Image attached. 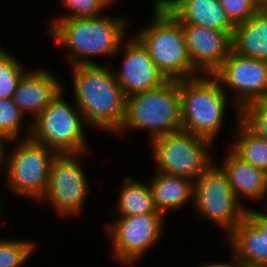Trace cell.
<instances>
[{
  "label": "cell",
  "instance_id": "20",
  "mask_svg": "<svg viewBox=\"0 0 267 267\" xmlns=\"http://www.w3.org/2000/svg\"><path fill=\"white\" fill-rule=\"evenodd\" d=\"M149 186L156 207L164 215L168 210L182 209L188 201L194 204L193 180L155 171Z\"/></svg>",
  "mask_w": 267,
  "mask_h": 267
},
{
  "label": "cell",
  "instance_id": "19",
  "mask_svg": "<svg viewBox=\"0 0 267 267\" xmlns=\"http://www.w3.org/2000/svg\"><path fill=\"white\" fill-rule=\"evenodd\" d=\"M231 39L235 53L267 61V10L261 8L245 22L235 25Z\"/></svg>",
  "mask_w": 267,
  "mask_h": 267
},
{
  "label": "cell",
  "instance_id": "2",
  "mask_svg": "<svg viewBox=\"0 0 267 267\" xmlns=\"http://www.w3.org/2000/svg\"><path fill=\"white\" fill-rule=\"evenodd\" d=\"M75 101L89 127L115 133L125 121L126 96L113 66H71Z\"/></svg>",
  "mask_w": 267,
  "mask_h": 267
},
{
  "label": "cell",
  "instance_id": "1",
  "mask_svg": "<svg viewBox=\"0 0 267 267\" xmlns=\"http://www.w3.org/2000/svg\"><path fill=\"white\" fill-rule=\"evenodd\" d=\"M128 23L123 18L106 16L56 19L48 25V34L58 45L65 46L69 52V64H99L93 58H106L121 55Z\"/></svg>",
  "mask_w": 267,
  "mask_h": 267
},
{
  "label": "cell",
  "instance_id": "21",
  "mask_svg": "<svg viewBox=\"0 0 267 267\" xmlns=\"http://www.w3.org/2000/svg\"><path fill=\"white\" fill-rule=\"evenodd\" d=\"M116 210H112L115 216H132L149 213H161L156 207L149 184L136 181L132 176H126L122 180Z\"/></svg>",
  "mask_w": 267,
  "mask_h": 267
},
{
  "label": "cell",
  "instance_id": "26",
  "mask_svg": "<svg viewBox=\"0 0 267 267\" xmlns=\"http://www.w3.org/2000/svg\"><path fill=\"white\" fill-rule=\"evenodd\" d=\"M240 120L257 136L267 140V98L244 107Z\"/></svg>",
  "mask_w": 267,
  "mask_h": 267
},
{
  "label": "cell",
  "instance_id": "7",
  "mask_svg": "<svg viewBox=\"0 0 267 267\" xmlns=\"http://www.w3.org/2000/svg\"><path fill=\"white\" fill-rule=\"evenodd\" d=\"M8 142L16 145L10 152L5 151L6 186L14 195L40 203L48 188L51 164L58 154L30 137Z\"/></svg>",
  "mask_w": 267,
  "mask_h": 267
},
{
  "label": "cell",
  "instance_id": "18",
  "mask_svg": "<svg viewBox=\"0 0 267 267\" xmlns=\"http://www.w3.org/2000/svg\"><path fill=\"white\" fill-rule=\"evenodd\" d=\"M232 254L245 266L266 267L265 234L245 217L228 235Z\"/></svg>",
  "mask_w": 267,
  "mask_h": 267
},
{
  "label": "cell",
  "instance_id": "30",
  "mask_svg": "<svg viewBox=\"0 0 267 267\" xmlns=\"http://www.w3.org/2000/svg\"><path fill=\"white\" fill-rule=\"evenodd\" d=\"M231 262H210L202 264L200 267H243V264L233 255Z\"/></svg>",
  "mask_w": 267,
  "mask_h": 267
},
{
  "label": "cell",
  "instance_id": "11",
  "mask_svg": "<svg viewBox=\"0 0 267 267\" xmlns=\"http://www.w3.org/2000/svg\"><path fill=\"white\" fill-rule=\"evenodd\" d=\"M222 89H232L237 116L249 104L267 98V61L246 57L232 49L212 73ZM235 91V92H234Z\"/></svg>",
  "mask_w": 267,
  "mask_h": 267
},
{
  "label": "cell",
  "instance_id": "10",
  "mask_svg": "<svg viewBox=\"0 0 267 267\" xmlns=\"http://www.w3.org/2000/svg\"><path fill=\"white\" fill-rule=\"evenodd\" d=\"M164 216L162 213H149L113 218L114 222L107 224V231L116 260L123 265L135 264L151 250L162 236Z\"/></svg>",
  "mask_w": 267,
  "mask_h": 267
},
{
  "label": "cell",
  "instance_id": "35",
  "mask_svg": "<svg viewBox=\"0 0 267 267\" xmlns=\"http://www.w3.org/2000/svg\"><path fill=\"white\" fill-rule=\"evenodd\" d=\"M243 267H258V266H245V265H243Z\"/></svg>",
  "mask_w": 267,
  "mask_h": 267
},
{
  "label": "cell",
  "instance_id": "33",
  "mask_svg": "<svg viewBox=\"0 0 267 267\" xmlns=\"http://www.w3.org/2000/svg\"><path fill=\"white\" fill-rule=\"evenodd\" d=\"M261 7H263L266 3H267V0H256Z\"/></svg>",
  "mask_w": 267,
  "mask_h": 267
},
{
  "label": "cell",
  "instance_id": "14",
  "mask_svg": "<svg viewBox=\"0 0 267 267\" xmlns=\"http://www.w3.org/2000/svg\"><path fill=\"white\" fill-rule=\"evenodd\" d=\"M182 28L193 67L200 74H212L229 55L231 37L226 32L199 25H182Z\"/></svg>",
  "mask_w": 267,
  "mask_h": 267
},
{
  "label": "cell",
  "instance_id": "12",
  "mask_svg": "<svg viewBox=\"0 0 267 267\" xmlns=\"http://www.w3.org/2000/svg\"><path fill=\"white\" fill-rule=\"evenodd\" d=\"M77 159V154L57 155L50 167L48 188L40 202L48 201L58 217L81 214L91 191Z\"/></svg>",
  "mask_w": 267,
  "mask_h": 267
},
{
  "label": "cell",
  "instance_id": "29",
  "mask_svg": "<svg viewBox=\"0 0 267 267\" xmlns=\"http://www.w3.org/2000/svg\"><path fill=\"white\" fill-rule=\"evenodd\" d=\"M265 211L266 213L248 208L246 217L261 231L262 234H265L267 267V209H265Z\"/></svg>",
  "mask_w": 267,
  "mask_h": 267
},
{
  "label": "cell",
  "instance_id": "15",
  "mask_svg": "<svg viewBox=\"0 0 267 267\" xmlns=\"http://www.w3.org/2000/svg\"><path fill=\"white\" fill-rule=\"evenodd\" d=\"M59 80L47 69L28 70L13 94L14 104L25 115L35 117L63 90Z\"/></svg>",
  "mask_w": 267,
  "mask_h": 267
},
{
  "label": "cell",
  "instance_id": "8",
  "mask_svg": "<svg viewBox=\"0 0 267 267\" xmlns=\"http://www.w3.org/2000/svg\"><path fill=\"white\" fill-rule=\"evenodd\" d=\"M155 171L185 177L194 182L213 164L210 140L187 131H177L150 142Z\"/></svg>",
  "mask_w": 267,
  "mask_h": 267
},
{
  "label": "cell",
  "instance_id": "31",
  "mask_svg": "<svg viewBox=\"0 0 267 267\" xmlns=\"http://www.w3.org/2000/svg\"><path fill=\"white\" fill-rule=\"evenodd\" d=\"M181 0H155L153 7H161L170 12Z\"/></svg>",
  "mask_w": 267,
  "mask_h": 267
},
{
  "label": "cell",
  "instance_id": "6",
  "mask_svg": "<svg viewBox=\"0 0 267 267\" xmlns=\"http://www.w3.org/2000/svg\"><path fill=\"white\" fill-rule=\"evenodd\" d=\"M63 94L61 90L34 120H30L28 126L25 125L28 132L24 134L25 138L30 137L58 155L87 154L90 150L84 134V126L87 124L77 105L74 103L73 106L65 101Z\"/></svg>",
  "mask_w": 267,
  "mask_h": 267
},
{
  "label": "cell",
  "instance_id": "9",
  "mask_svg": "<svg viewBox=\"0 0 267 267\" xmlns=\"http://www.w3.org/2000/svg\"><path fill=\"white\" fill-rule=\"evenodd\" d=\"M193 206L227 235L246 217L248 210L232 191L226 173L214 163L194 182Z\"/></svg>",
  "mask_w": 267,
  "mask_h": 267
},
{
  "label": "cell",
  "instance_id": "27",
  "mask_svg": "<svg viewBox=\"0 0 267 267\" xmlns=\"http://www.w3.org/2000/svg\"><path fill=\"white\" fill-rule=\"evenodd\" d=\"M61 5L71 14L56 19H71L82 17H95L102 15L103 10L115 0H61Z\"/></svg>",
  "mask_w": 267,
  "mask_h": 267
},
{
  "label": "cell",
  "instance_id": "16",
  "mask_svg": "<svg viewBox=\"0 0 267 267\" xmlns=\"http://www.w3.org/2000/svg\"><path fill=\"white\" fill-rule=\"evenodd\" d=\"M220 165L226 173L235 196L240 200L260 201L267 197V173L242 161L230 148ZM266 196V197H265Z\"/></svg>",
  "mask_w": 267,
  "mask_h": 267
},
{
  "label": "cell",
  "instance_id": "22",
  "mask_svg": "<svg viewBox=\"0 0 267 267\" xmlns=\"http://www.w3.org/2000/svg\"><path fill=\"white\" fill-rule=\"evenodd\" d=\"M234 140L230 150L242 161L267 173V140L252 132L236 115Z\"/></svg>",
  "mask_w": 267,
  "mask_h": 267
},
{
  "label": "cell",
  "instance_id": "3",
  "mask_svg": "<svg viewBox=\"0 0 267 267\" xmlns=\"http://www.w3.org/2000/svg\"><path fill=\"white\" fill-rule=\"evenodd\" d=\"M128 129L147 130L150 142L182 130L179 81L168 80L157 88L126 96L125 121L114 134L121 136Z\"/></svg>",
  "mask_w": 267,
  "mask_h": 267
},
{
  "label": "cell",
  "instance_id": "5",
  "mask_svg": "<svg viewBox=\"0 0 267 267\" xmlns=\"http://www.w3.org/2000/svg\"><path fill=\"white\" fill-rule=\"evenodd\" d=\"M182 130L214 140L223 126L227 94L212 74L179 80Z\"/></svg>",
  "mask_w": 267,
  "mask_h": 267
},
{
  "label": "cell",
  "instance_id": "32",
  "mask_svg": "<svg viewBox=\"0 0 267 267\" xmlns=\"http://www.w3.org/2000/svg\"><path fill=\"white\" fill-rule=\"evenodd\" d=\"M6 143H8V141L0 136V169H4V164H5V151L7 148ZM0 170V171H1Z\"/></svg>",
  "mask_w": 267,
  "mask_h": 267
},
{
  "label": "cell",
  "instance_id": "23",
  "mask_svg": "<svg viewBox=\"0 0 267 267\" xmlns=\"http://www.w3.org/2000/svg\"><path fill=\"white\" fill-rule=\"evenodd\" d=\"M27 71L18 58L0 47V99L13 98L19 81Z\"/></svg>",
  "mask_w": 267,
  "mask_h": 267
},
{
  "label": "cell",
  "instance_id": "34",
  "mask_svg": "<svg viewBox=\"0 0 267 267\" xmlns=\"http://www.w3.org/2000/svg\"><path fill=\"white\" fill-rule=\"evenodd\" d=\"M262 8L267 10V3Z\"/></svg>",
  "mask_w": 267,
  "mask_h": 267
},
{
  "label": "cell",
  "instance_id": "28",
  "mask_svg": "<svg viewBox=\"0 0 267 267\" xmlns=\"http://www.w3.org/2000/svg\"><path fill=\"white\" fill-rule=\"evenodd\" d=\"M220 3L234 25L245 22L262 8L256 0H220Z\"/></svg>",
  "mask_w": 267,
  "mask_h": 267
},
{
  "label": "cell",
  "instance_id": "13",
  "mask_svg": "<svg viewBox=\"0 0 267 267\" xmlns=\"http://www.w3.org/2000/svg\"><path fill=\"white\" fill-rule=\"evenodd\" d=\"M126 42L121 43V47H125L122 66L119 70L113 68L125 96L157 88L168 81L136 37L133 36Z\"/></svg>",
  "mask_w": 267,
  "mask_h": 267
},
{
  "label": "cell",
  "instance_id": "25",
  "mask_svg": "<svg viewBox=\"0 0 267 267\" xmlns=\"http://www.w3.org/2000/svg\"><path fill=\"white\" fill-rule=\"evenodd\" d=\"M24 116L12 98L0 99V136L7 141L22 139Z\"/></svg>",
  "mask_w": 267,
  "mask_h": 267
},
{
  "label": "cell",
  "instance_id": "24",
  "mask_svg": "<svg viewBox=\"0 0 267 267\" xmlns=\"http://www.w3.org/2000/svg\"><path fill=\"white\" fill-rule=\"evenodd\" d=\"M36 244L28 240L0 239V267H22L35 250Z\"/></svg>",
  "mask_w": 267,
  "mask_h": 267
},
{
  "label": "cell",
  "instance_id": "17",
  "mask_svg": "<svg viewBox=\"0 0 267 267\" xmlns=\"http://www.w3.org/2000/svg\"><path fill=\"white\" fill-rule=\"evenodd\" d=\"M182 25H199L226 32L231 38L235 25L220 0H181L170 11Z\"/></svg>",
  "mask_w": 267,
  "mask_h": 267
},
{
  "label": "cell",
  "instance_id": "4",
  "mask_svg": "<svg viewBox=\"0 0 267 267\" xmlns=\"http://www.w3.org/2000/svg\"><path fill=\"white\" fill-rule=\"evenodd\" d=\"M150 24L134 35L168 80L200 75L189 58L181 22L161 7H153Z\"/></svg>",
  "mask_w": 267,
  "mask_h": 267
}]
</instances>
